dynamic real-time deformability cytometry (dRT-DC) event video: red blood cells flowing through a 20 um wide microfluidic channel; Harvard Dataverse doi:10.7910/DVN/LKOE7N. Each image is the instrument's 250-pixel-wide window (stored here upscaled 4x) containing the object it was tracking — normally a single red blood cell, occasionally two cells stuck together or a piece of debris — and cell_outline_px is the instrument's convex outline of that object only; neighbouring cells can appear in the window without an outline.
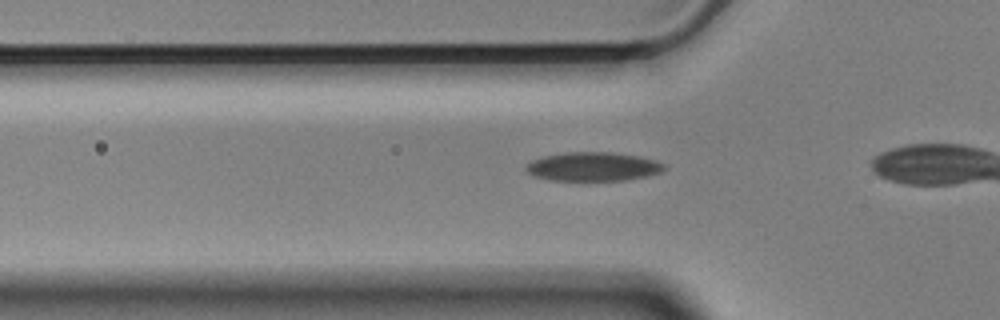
{"species": "Egyptian fruit bat (a non-hibernating species)", "species_latin": "Rousettus aegyptiacus", "temperature_condition": "cold", "stored_images_in_passage": 8, "camera_frame_rate_fps": 3000, "um_per_image_px": 0.085, "animal": {"sex": "male"}, "frame": {"image": 1, "passage_image": 5, "time_ms": 1.333, "image_size_px": [1000, 320], "cell_outline_px": [[668, 168], [660, 172], [644, 176], [624, 180], [548, 180], [536, 176], [528, 172], [524, 168], [532, 160], [544, 156], [568, 152], [612, 152], [640, 156], [656, 160], [664, 164]], "centroid_in_image_um": [50.43, 14.15], "position_along_channel_um": 75.4, "area_um2": 23.12}}